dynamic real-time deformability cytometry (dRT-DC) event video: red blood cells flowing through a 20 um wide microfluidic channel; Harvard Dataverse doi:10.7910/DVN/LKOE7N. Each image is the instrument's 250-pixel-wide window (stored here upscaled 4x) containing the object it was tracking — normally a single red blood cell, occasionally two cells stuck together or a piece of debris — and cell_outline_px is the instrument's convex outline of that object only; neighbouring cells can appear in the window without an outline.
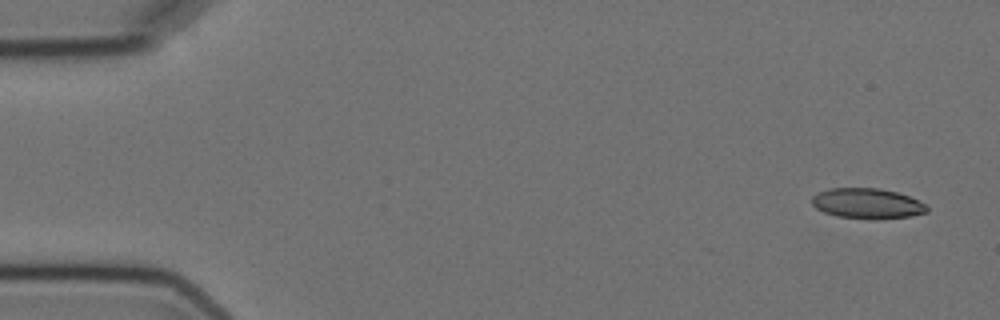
{"species": "Egyptian fruit bat (a non-hibernating species)", "species_latin": "Rousettus aegyptiacus", "temperature_condition": "cold", "stored_images_in_passage": 4, "camera_frame_rate_fps": 3000, "um_per_image_px": 0.085, "animal": {"sex": "female"}, "frame": {"image": 1, "passage_image": 1, "time_ms": 0.0, "image_size_px": [1000, 320], "cell_outline_px": [[928, 212], [912, 216], [880, 220], [868, 220], [836, 216], [824, 212], [816, 208], [812, 204], [812, 196], [816, 192], [828, 188], [880, 188], [896, 192], [908, 196], [928, 204]], "centroid_in_image_um": [73.73, 17.31], "position_along_channel_um": 11.3, "area_um2": 20.87}}
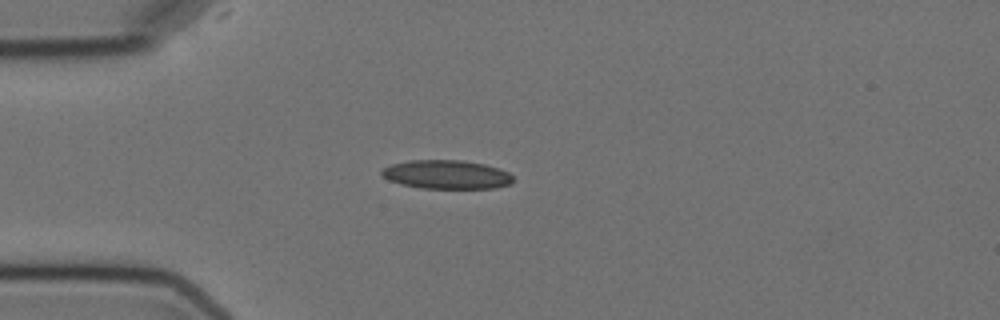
{"frame": {"image": 2, "passage_image": 4, "time_ms": 4.0, "image_size_px": [1000, 320], "cell_outline_px": [[512, 184], [496, 188], [420, 188], [400, 184], [388, 180], [380, 176], [380, 172], [384, 168], [392, 164], [408, 160], [460, 160], [484, 164], [508, 172], [512, 176]], "centroid_in_image_um": [37.92, 14.84], "position_along_channel_um": 47.1, "area_um2": 22.08}}